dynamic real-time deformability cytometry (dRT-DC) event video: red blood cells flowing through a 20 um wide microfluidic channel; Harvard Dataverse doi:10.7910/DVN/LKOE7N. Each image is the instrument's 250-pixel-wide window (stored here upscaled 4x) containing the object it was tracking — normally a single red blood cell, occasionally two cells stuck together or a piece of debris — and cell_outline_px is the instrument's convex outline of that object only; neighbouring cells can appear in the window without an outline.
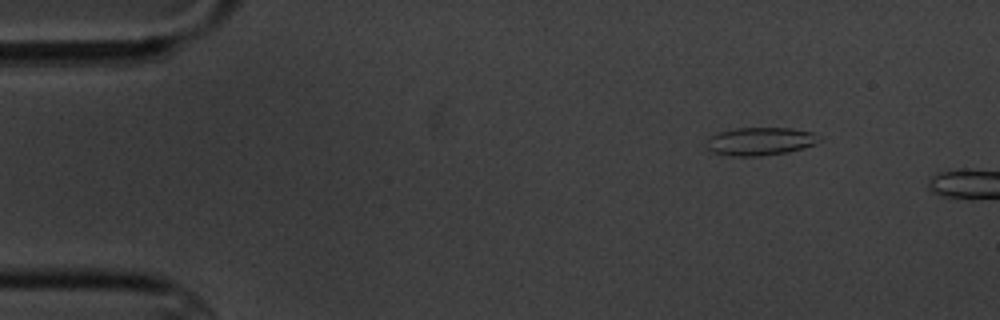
{"species": "common noctule bat (a hibernating species)", "species_latin": "Nyctalus noctula", "temperature_condition": "cold", "stored_images_in_passage": 3, "camera_frame_rate_fps": 3000, "um_per_image_px": 0.085, "animal": {"sex": "male", "body_mass_g": 20.1, "forearm_length_mm": 53.5}, "frame": {"image": 1, "passage_image": 2, "time_ms": 1.0, "image_size_px": [1000, 320], "cell_outline_px": [[824, 140], [816, 144], [804, 148], [788, 152], [760, 156], [732, 156], [712, 152], [704, 148], [708, 140], [712, 136], [720, 132], [736, 128], [792, 128], [812, 132], [824, 136]], "centroid_in_image_um": [64.7, 12.01], "position_along_channel_um": 20.3, "area_um2": 18.73}}